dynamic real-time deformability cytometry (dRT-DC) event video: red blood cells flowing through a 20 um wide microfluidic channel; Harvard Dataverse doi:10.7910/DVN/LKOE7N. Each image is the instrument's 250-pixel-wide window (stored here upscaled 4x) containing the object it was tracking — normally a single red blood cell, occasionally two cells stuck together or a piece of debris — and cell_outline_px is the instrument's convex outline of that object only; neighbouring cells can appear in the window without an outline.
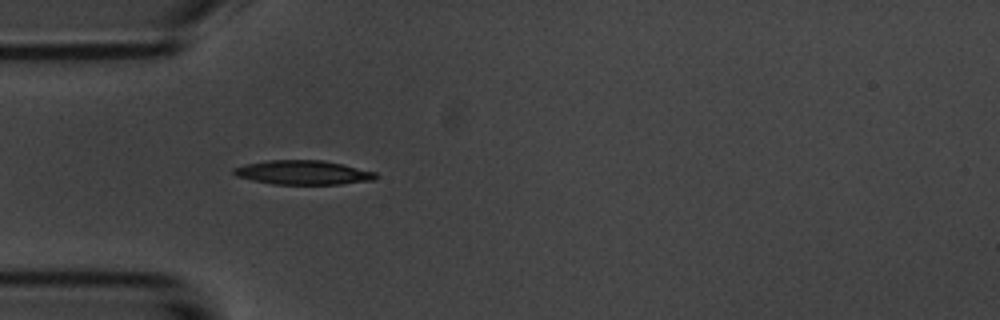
{"species": "common noctule bat (a hibernating species)", "species_latin": "Nyctalus noctula", "temperature_condition": "room temperature", "stored_images_in_passage": 4, "camera_frame_rate_fps": 3000, "um_per_image_px": 0.085, "animal": {"sex": "male", "body_mass_g": 20.1, "forearm_length_mm": 53.5}, "frame": {"image": 1, "passage_image": 4, "time_ms": 4.333, "image_size_px": [1000, 320], "cell_outline_px": [[380, 176], [372, 180], [340, 184], [272, 184], [252, 180], [236, 176], [232, 172], [232, 168], [244, 164], [268, 160], [324, 160], [376, 172]], "centroid_in_image_um": [25.73, 14.66], "position_along_channel_um": 59.3, "area_um2": 20.06}}